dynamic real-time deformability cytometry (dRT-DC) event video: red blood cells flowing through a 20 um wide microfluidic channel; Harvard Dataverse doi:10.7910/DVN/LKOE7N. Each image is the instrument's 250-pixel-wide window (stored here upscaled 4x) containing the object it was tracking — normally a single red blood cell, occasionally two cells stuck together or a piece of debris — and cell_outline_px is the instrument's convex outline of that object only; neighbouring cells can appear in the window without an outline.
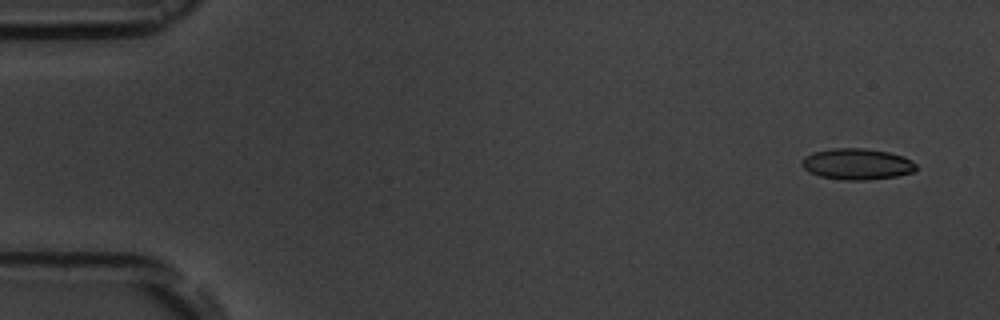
{"species": "common noctule bat (a hibernating species)", "species_latin": "Nyctalus noctula", "temperature_condition": "room temperature", "stored_images_in_passage": 6, "camera_frame_rate_fps": 3000, "um_per_image_px": 0.085, "animal": {"sex": "male", "body_mass_g": 19.5, "forearm_length_mm": 54.6}, "frame": {"image": 1, "passage_image": 2, "time_ms": 1.0, "image_size_px": [1000, 320], "cell_outline_px": [[916, 172], [896, 176], [868, 180], [840, 180], [820, 176], [808, 172], [800, 164], [800, 160], [804, 156], [812, 152], [832, 148], [864, 148], [888, 152], [904, 156], [916, 164]], "centroid_in_image_um": [72.82, 13.94], "position_along_channel_um": 12.2, "area_um2": 21.04}}
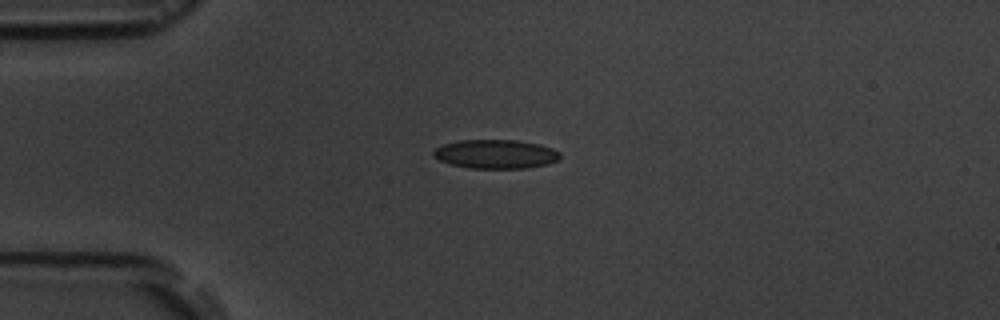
{"frame": {"image": 2, "passage_image": 5, "time_ms": 4.667, "image_size_px": [1000, 320], "cell_outline_px": [[560, 160], [548, 164], [524, 168], [468, 168], [452, 164], [440, 160], [432, 156], [432, 152], [440, 144], [460, 140], [516, 140], [540, 144], [552, 148], [560, 152]], "centroid_in_image_um": [42.13, 13.09], "position_along_channel_um": 42.9, "area_um2": 21.5}}